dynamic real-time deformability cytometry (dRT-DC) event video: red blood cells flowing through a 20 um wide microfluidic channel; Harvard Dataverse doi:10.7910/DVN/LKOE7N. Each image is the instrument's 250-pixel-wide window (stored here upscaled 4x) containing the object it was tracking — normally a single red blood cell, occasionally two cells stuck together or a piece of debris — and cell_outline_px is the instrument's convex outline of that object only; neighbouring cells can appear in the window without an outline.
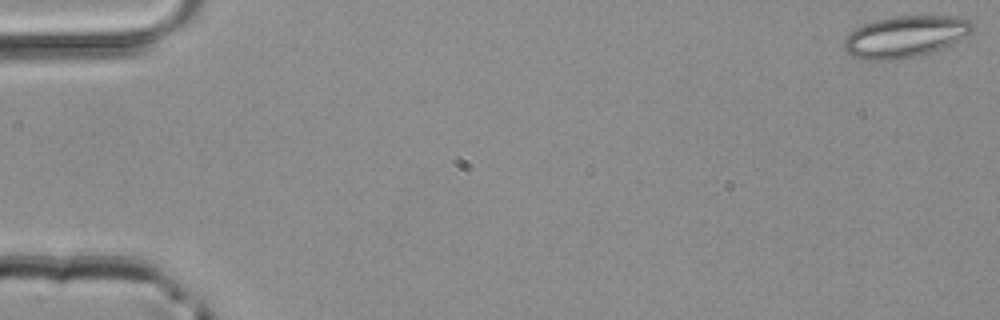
{"species": "common noctule bat (a hibernating species)", "species_latin": "Nyctalus noctula", "temperature_condition": "room temperature", "stored_images_in_passage": 48, "camera_frame_rate_fps": 3000, "um_per_image_px": 0.085, "animal": {"sex": "male", "body_mass_g": 20.4}, "frame": {"image": 1, "passage_image": 1, "time_ms": 0.0, "image_size_px": [1000, 320], "cell_outline_px": [[976, 28], [972, 32], [944, 48], [936, 52], [916, 56], [892, 60], [864, 60], [852, 56], [844, 48], [844, 40], [856, 28], [864, 24], [876, 20], [896, 16], [956, 16], [972, 20], [976, 24]], "centroid_in_image_um": [77.02, 3.11], "position_along_channel_um": 8.0, "area_um2": 31.27}}
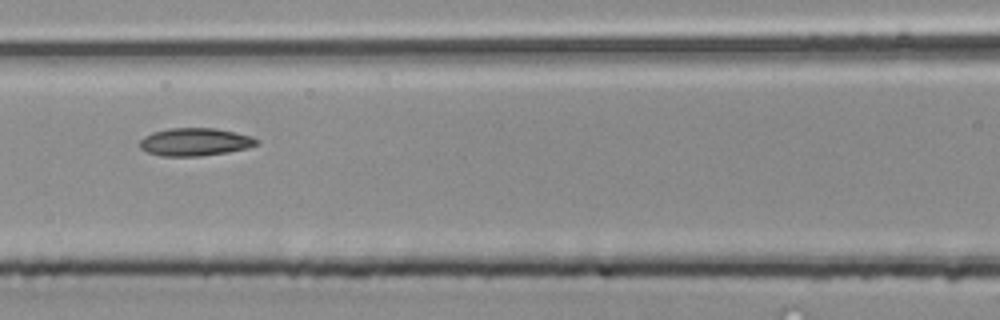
{"frame": {"image": 2, "passage_image": 22, "time_ms": 7.0, "image_size_px": [1000, 320], "cell_outline_px": [[260, 144], [248, 148], [228, 152], [200, 156], [160, 156], [148, 152], [140, 148], [140, 140], [144, 136], [152, 132], [168, 128], [216, 128], [252, 136], [260, 140]], "centroid_in_image_um": [16.6, 12.06], "position_along_channel_um": 150.0, "area_um2": 19.13}}
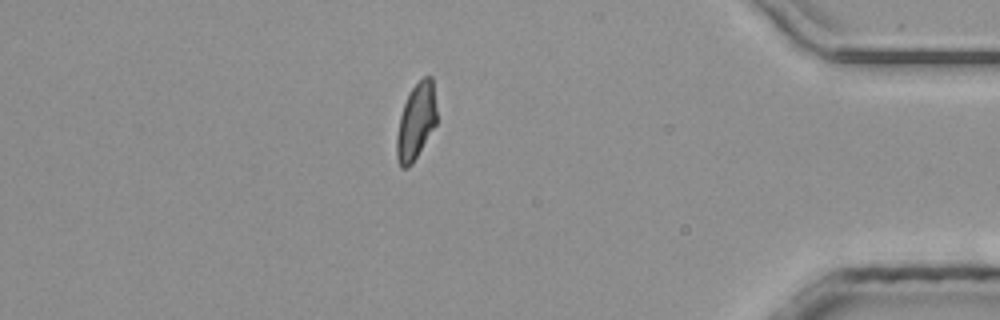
{"frame": {"image": 3, "passage_image": 42, "time_ms": 13.667, "image_size_px": [1000, 320], "cell_outline_px": [[436, 124], [412, 164], [408, 168], [400, 168], [396, 156], [396, 136], [400, 116], [404, 104], [412, 88], [424, 76], [432, 76], [436, 108]], "centroid_in_image_um": [35.35, 10.36], "position_along_channel_um": 399.9, "area_um2": 17.63}}